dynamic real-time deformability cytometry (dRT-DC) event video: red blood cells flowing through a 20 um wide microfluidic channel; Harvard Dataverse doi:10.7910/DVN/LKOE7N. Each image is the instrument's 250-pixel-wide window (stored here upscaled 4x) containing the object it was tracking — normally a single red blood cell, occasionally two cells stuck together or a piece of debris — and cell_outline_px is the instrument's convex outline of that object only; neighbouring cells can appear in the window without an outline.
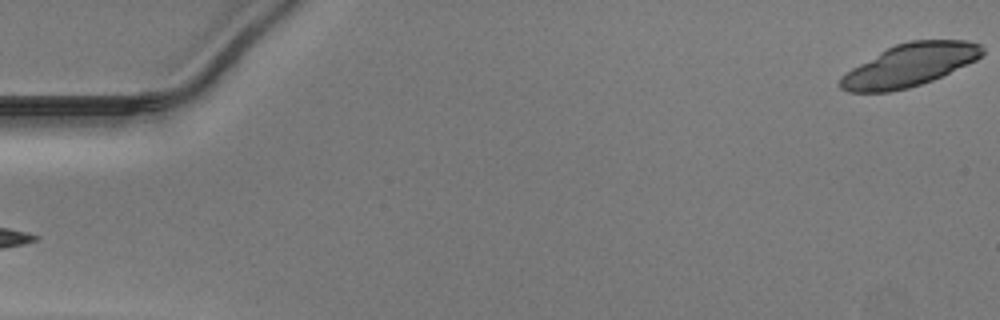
{"species": "Egyptian fruit bat (a non-hibernating species)", "species_latin": "Rousettus aegyptiacus", "temperature_condition": "warm", "stored_images_in_passage": 21, "camera_frame_rate_fps": 3000, "um_per_image_px": 0.085, "animal": {"sex": "male"}, "frame": {"image": 1, "passage_image": 1, "time_ms": 0.0, "image_size_px": [1000, 320], "cell_outline_px": [[984, 52], [976, 60], [932, 80], [908, 88], [888, 92], [848, 92], [840, 88], [836, 84], [840, 76], [852, 68], [880, 52], [896, 44], [908, 40], [964, 40], [980, 44], [984, 48]], "centroid_in_image_um": [77.28, 5.54], "position_along_channel_um": 7.7, "area_um2": 35.08}}